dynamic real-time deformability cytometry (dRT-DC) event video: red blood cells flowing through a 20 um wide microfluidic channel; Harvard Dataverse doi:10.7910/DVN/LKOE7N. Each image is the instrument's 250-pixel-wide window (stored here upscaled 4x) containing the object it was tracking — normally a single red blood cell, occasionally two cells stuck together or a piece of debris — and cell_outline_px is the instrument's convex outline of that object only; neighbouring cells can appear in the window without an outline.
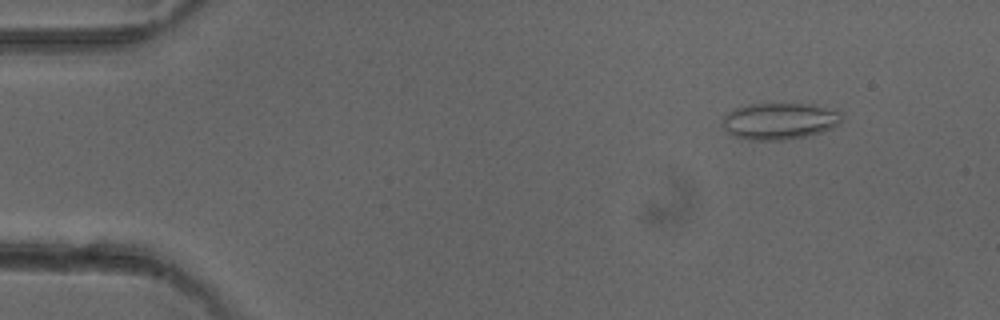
{"species": "common noctule bat (a hibernating species)", "species_latin": "Nyctalus noctula", "temperature_condition": "cold", "stored_images_in_passage": 45, "camera_frame_rate_fps": 3000, "um_per_image_px": 0.085, "animal": {"sex": "female"}, "frame": {"image": 1, "passage_image": 6, "time_ms": 1.667, "image_size_px": [1000, 320], "cell_outline_px": [[844, 116], [840, 124], [832, 128], [808, 136], [784, 140], [748, 140], [736, 136], [728, 132], [720, 124], [724, 116], [728, 112], [736, 108], [748, 104], [816, 104], [844, 112]], "centroid_in_image_um": [66.31, 10.29], "position_along_channel_um": 18.7, "area_um2": 25.84}}
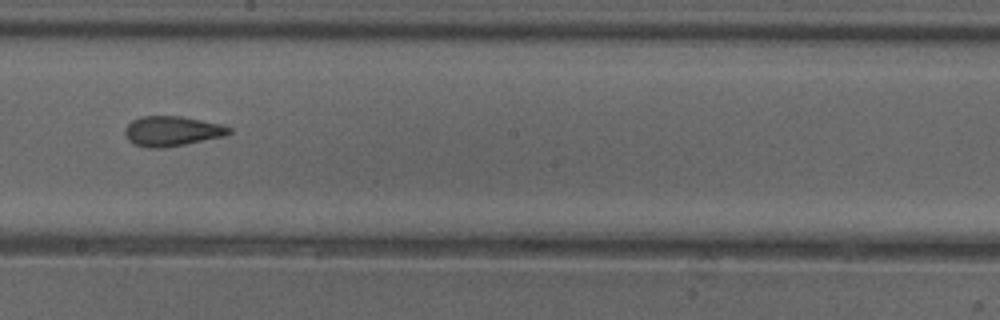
{"frame": {"image": 2, "passage_image": 29, "time_ms": 9.333, "image_size_px": [1000, 320], "cell_outline_px": [[232, 132], [224, 136], [184, 144], [160, 148], [148, 148], [132, 144], [128, 140], [124, 132], [124, 128], [132, 120], [140, 116], [180, 116], [220, 124], [232, 128]], "centroid_in_image_um": [14.57, 11.14], "position_along_channel_um": 233.6, "area_um2": 18.15}}
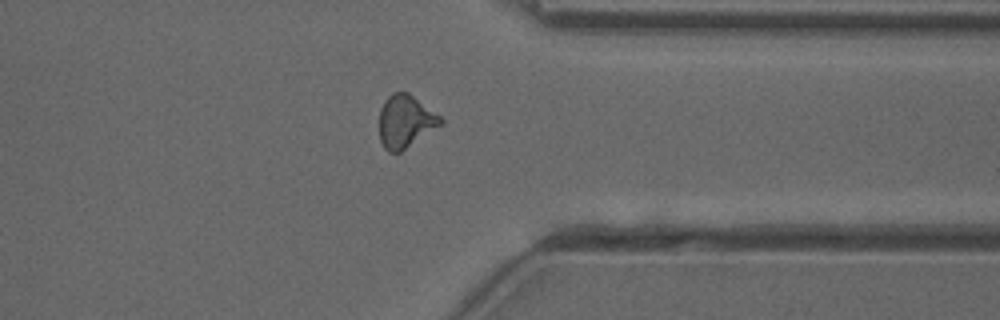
{"frame": {"image": 3, "passage_image": 40, "time_ms": 13.0, "image_size_px": [1000, 320], "cell_outline_px": [[444, 124], [400, 152], [388, 152], [384, 148], [380, 140], [380, 108], [384, 100], [392, 92], [408, 92], [440, 116], [444, 120]], "centroid_in_image_um": [34.47, 10.32], "position_along_channel_um": 376.9, "area_um2": 18.9}, "authors_computed_cell_mechanics": {"area_um2": 18.9006, "velocity_mm_per_s": 4.0431, "shape_relaxation_time_tau1_ms": null, "shape_relaxation_time_tau2_ms": 2.3414, "deformation_change_tau1": null, "deformation_change_tau2": 0.0776}}